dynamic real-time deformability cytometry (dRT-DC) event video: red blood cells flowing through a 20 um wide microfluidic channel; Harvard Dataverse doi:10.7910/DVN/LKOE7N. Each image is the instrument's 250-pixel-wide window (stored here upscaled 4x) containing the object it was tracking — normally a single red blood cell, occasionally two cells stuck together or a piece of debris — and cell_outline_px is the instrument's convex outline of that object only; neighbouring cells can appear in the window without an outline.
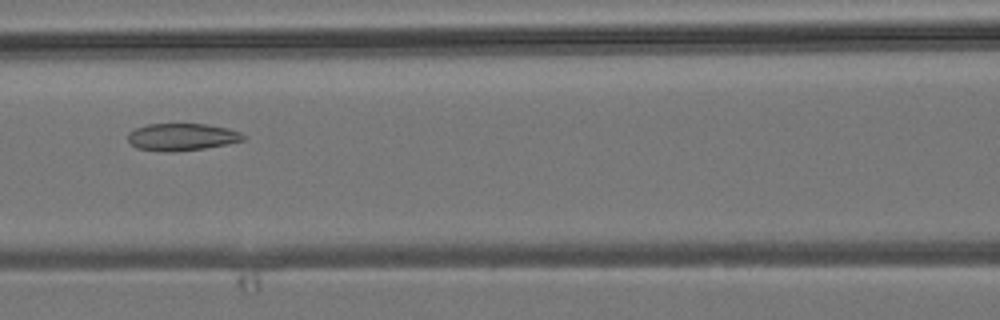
{"species": "common noctule bat (a hibernating species)", "species_latin": "Nyctalus noctula", "temperature_condition": "room temperature", "stored_images_in_passage": 6, "camera_frame_rate_fps": 3000, "um_per_image_px": 0.085, "animal": {"sex": "male", "body_mass_g": 19.2, "forearm_length_mm": 51.8}, "frame": {"image": 1, "passage_image": 6, "time_ms": 5.667, "image_size_px": [1000, 320], "cell_outline_px": [[244, 140], [228, 144], [204, 148], [172, 152], [168, 152], [136, 148], [128, 140], [128, 132], [136, 128], [148, 124], [204, 124], [228, 128], [240, 132], [244, 136]], "centroid_in_image_um": [15.45, 11.64], "position_along_channel_um": 151.2, "area_um2": 18.21}}